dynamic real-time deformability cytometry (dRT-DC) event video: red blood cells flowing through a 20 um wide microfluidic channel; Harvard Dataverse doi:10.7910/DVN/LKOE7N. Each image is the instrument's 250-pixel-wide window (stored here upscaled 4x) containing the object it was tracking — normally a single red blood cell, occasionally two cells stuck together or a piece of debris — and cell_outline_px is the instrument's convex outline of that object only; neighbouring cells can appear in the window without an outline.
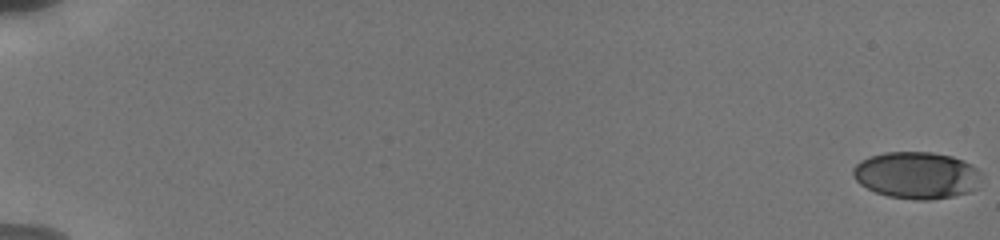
{"species": "human", "species_latin": "Homo sapiens", "temperature_condition": "cold", "stored_images_in_passage": 24, "camera_frame_rate_fps": 3000, "um_per_image_px": 0.085, "donor": {"sex": "male"}, "frame": {"image": 1, "passage_image": 1, "time_ms": 0.0, "image_size_px": [1000, 240], "cell_outline_px": [[980, 180], [976, 188], [968, 192], [952, 196], [928, 200], [916, 200], [888, 196], [876, 192], [860, 184], [852, 176], [852, 168], [860, 160], [884, 152], [932, 152], [952, 156], [964, 160], [976, 168], [980, 172]], "centroid_in_image_um": [77.9, 14.89], "position_along_channel_um": 7.1, "area_um2": 35.08}}
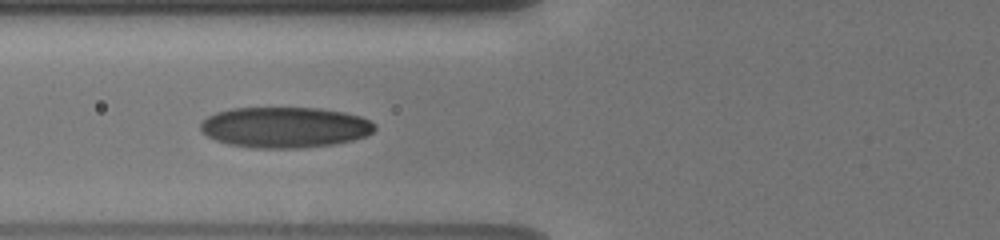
{"frame": {"image": 2, "passage_image": 14, "time_ms": 8.0, "image_size_px": [1000, 240], "cell_outline_px": [[376, 128], [372, 132], [364, 136], [352, 140], [332, 144], [304, 148], [252, 148], [228, 144], [216, 140], [208, 136], [200, 128], [200, 124], [208, 116], [216, 112], [232, 108], [320, 108], [344, 112], [360, 116], [376, 124]], "centroid_in_image_um": [24.21, 10.82], "position_along_channel_um": 101.6, "area_um2": 41.33}}
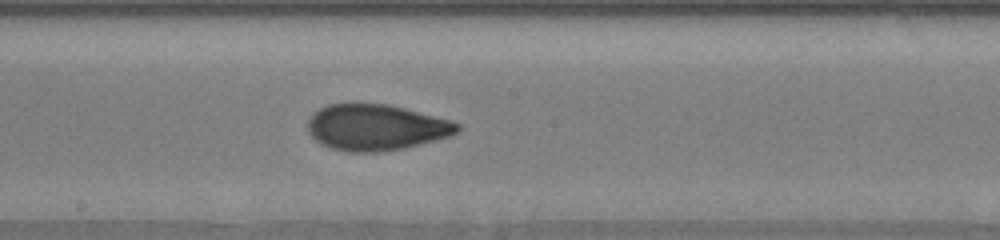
{"frame": {"image": 3, "passage_image": 23, "time_ms": 11.0, "image_size_px": [1000, 240], "cell_outline_px": [[460, 128], [456, 132], [448, 136], [420, 144], [404, 148], [380, 152], [352, 152], [332, 148], [320, 144], [308, 132], [308, 120], [312, 112], [328, 104], [348, 100], [352, 100], [388, 104], [452, 120], [460, 124]], "centroid_in_image_um": [31.9, 10.78], "position_along_channel_um": 216.3, "area_um2": 40.92}}